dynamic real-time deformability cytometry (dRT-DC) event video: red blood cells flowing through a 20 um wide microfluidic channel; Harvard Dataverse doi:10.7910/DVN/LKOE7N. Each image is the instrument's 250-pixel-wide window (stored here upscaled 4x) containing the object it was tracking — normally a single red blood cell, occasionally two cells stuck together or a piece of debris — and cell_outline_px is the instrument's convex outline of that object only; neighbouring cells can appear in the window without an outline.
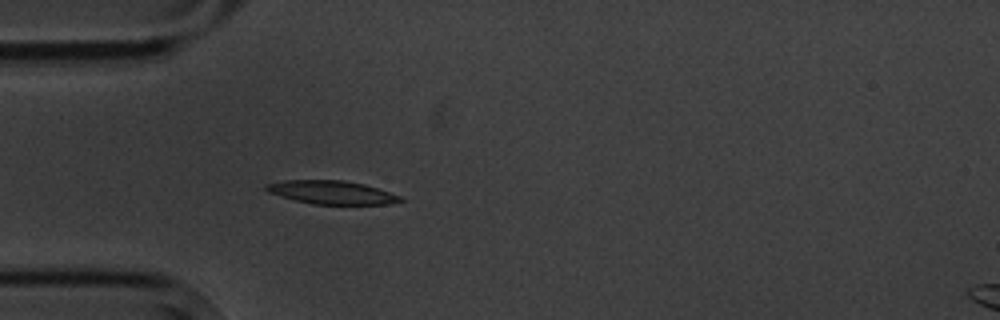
{"species": "common noctule bat (a hibernating species)", "species_latin": "Nyctalus noctula", "temperature_condition": "cold", "stored_images_in_passage": 4, "camera_frame_rate_fps": 3000, "um_per_image_px": 0.085, "animal": {"sex": "male", "body_mass_g": 20.1, "forearm_length_mm": 53.5}, "frame": {"image": 1, "passage_image": 4, "time_ms": 3.333, "image_size_px": [1000, 320], "cell_outline_px": [[404, 200], [388, 204], [312, 204], [280, 196], [268, 192], [264, 188], [264, 184], [284, 180], [344, 180], [364, 184], [400, 196]], "centroid_in_image_um": [28.14, 16.34], "position_along_channel_um": 56.9, "area_um2": 18.15}}